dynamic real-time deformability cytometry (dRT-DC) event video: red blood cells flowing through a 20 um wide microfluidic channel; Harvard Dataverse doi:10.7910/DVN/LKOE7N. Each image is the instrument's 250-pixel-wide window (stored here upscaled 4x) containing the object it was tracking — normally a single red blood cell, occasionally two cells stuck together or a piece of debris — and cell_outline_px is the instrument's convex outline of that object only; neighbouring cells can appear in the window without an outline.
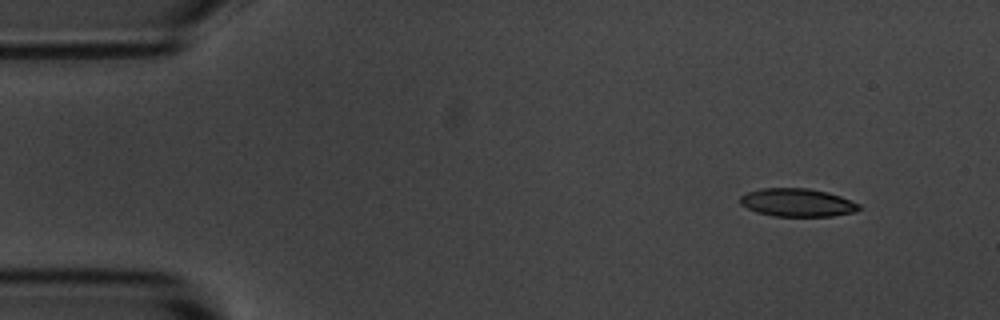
{"species": "common noctule bat (a hibernating species)", "species_latin": "Nyctalus noctula", "temperature_condition": "room temperature", "stored_images_in_passage": 4, "camera_frame_rate_fps": 3000, "um_per_image_px": 0.085, "animal": {"sex": "male", "body_mass_g": 20.1, "forearm_length_mm": 53.5}, "frame": {"image": 1, "passage_image": 1, "time_ms": 0.0, "image_size_px": [1000, 320], "cell_outline_px": [[860, 208], [856, 212], [832, 216], [776, 216], [756, 212], [740, 204], [740, 196], [748, 192], [760, 188], [808, 188], [828, 192], [840, 196], [860, 204]], "centroid_in_image_um": [67.78, 17.21], "position_along_channel_um": 17.2, "area_um2": 19.48}}